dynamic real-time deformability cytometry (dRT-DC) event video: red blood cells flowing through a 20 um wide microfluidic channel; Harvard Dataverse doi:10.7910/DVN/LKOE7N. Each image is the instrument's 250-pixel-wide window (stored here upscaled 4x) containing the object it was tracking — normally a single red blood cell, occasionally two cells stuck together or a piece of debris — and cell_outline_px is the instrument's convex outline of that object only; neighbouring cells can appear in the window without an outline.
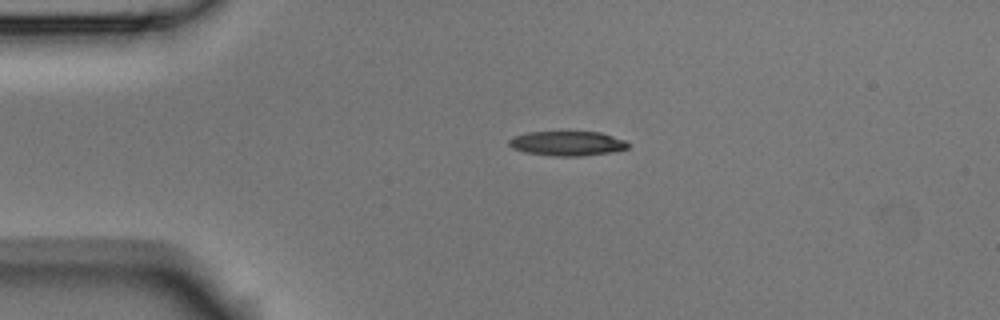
{"species": "Egyptian fruit bat (a non-hibernating species)", "species_latin": "Rousettus aegyptiacus", "temperature_condition": "room temperature", "stored_images_in_passage": 3, "camera_frame_rate_fps": 3000, "um_per_image_px": 0.085, "animal": {"sex": "male"}, "frame": {"image": 1, "passage_image": 2, "time_ms": 0.333, "image_size_px": [1000, 320], "cell_outline_px": [[628, 148], [612, 152], [580, 156], [556, 156], [524, 152], [512, 148], [508, 144], [508, 140], [516, 136], [528, 132], [600, 132], [624, 140], [628, 144]], "centroid_in_image_um": [48.2, 12.19], "position_along_channel_um": 36.8, "area_um2": 16.88}}
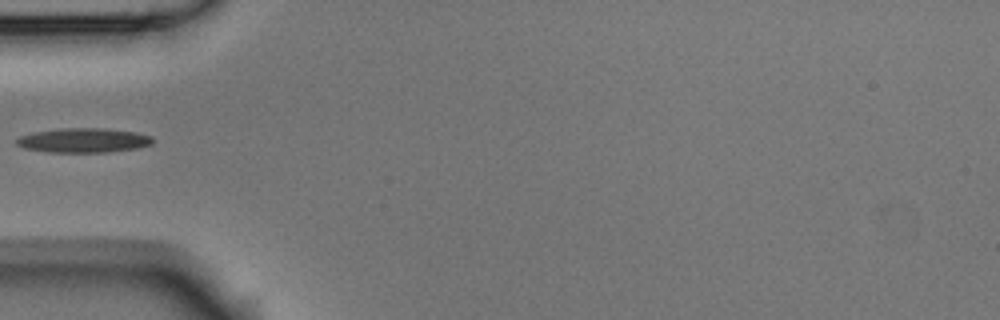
{"frame": {"image": 2, "passage_image": 3, "time_ms": 0.667, "image_size_px": [1000, 320], "cell_outline_px": [[152, 144], [136, 148], [104, 152], [48, 152], [24, 148], [16, 144], [16, 140], [20, 136], [36, 132], [60, 128], [104, 128], [136, 132], [152, 136]], "centroid_in_image_um": [7.1, 11.92], "position_along_channel_um": 77.9, "area_um2": 19.25}}